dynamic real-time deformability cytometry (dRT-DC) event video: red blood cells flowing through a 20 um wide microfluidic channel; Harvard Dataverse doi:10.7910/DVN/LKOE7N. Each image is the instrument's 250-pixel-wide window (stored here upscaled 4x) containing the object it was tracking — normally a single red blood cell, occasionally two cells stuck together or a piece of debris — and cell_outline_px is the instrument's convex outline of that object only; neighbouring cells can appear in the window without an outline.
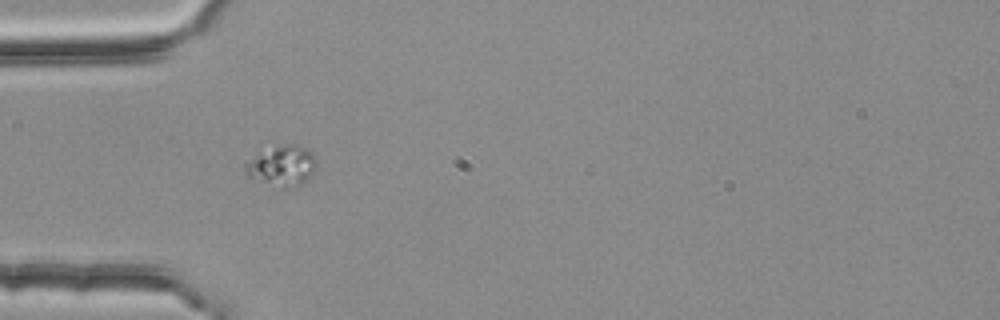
{"species": "common noctule bat (a hibernating species)", "species_latin": "Nyctalus noctula", "temperature_condition": "room temperature", "stored_images_in_passage": 2, "camera_frame_rate_fps": 3000, "um_per_image_px": 0.085, "animal": {"sex": "female", "body_mass_g": 25.1}, "frame": {"image": 1, "passage_image": 1, "time_ms": 0.0, "image_size_px": [1000, 320], "cell_outline_px": [[316, 164], [308, 176], [300, 184], [292, 188], [280, 188], [248, 176], [244, 168], [244, 164], [260, 144], [300, 144], [308, 148], [312, 152]], "centroid_in_image_um": [23.86, 13.99], "position_along_channel_um": 61.1, "area_um2": 17.57}}